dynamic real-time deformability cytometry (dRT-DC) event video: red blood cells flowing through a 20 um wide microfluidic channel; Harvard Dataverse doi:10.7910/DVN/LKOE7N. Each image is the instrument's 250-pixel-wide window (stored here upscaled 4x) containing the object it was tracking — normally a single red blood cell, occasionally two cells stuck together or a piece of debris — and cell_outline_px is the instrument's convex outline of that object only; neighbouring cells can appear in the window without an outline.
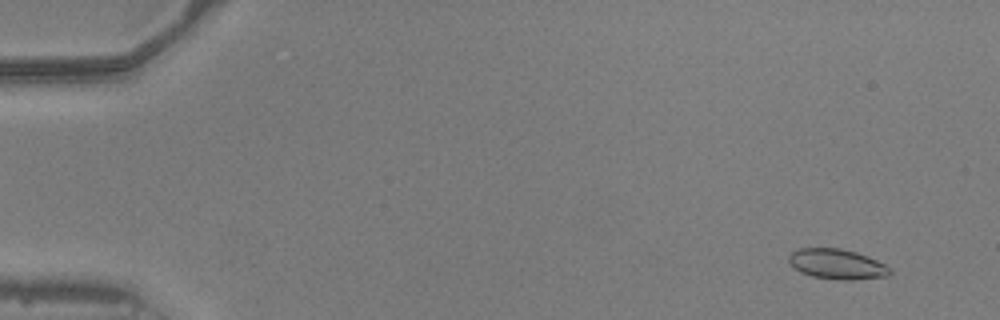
{"species": "common noctule bat (a hibernating species)", "species_latin": "Nyctalus noctula", "temperature_condition": "warm", "stored_images_in_passage": 53, "camera_frame_rate_fps": 3000, "um_per_image_px": 0.085, "animal": {"sex": "male", "body_mass_g": 20.5, "forearm_length_mm": 52.5}, "frame": {"image": 1, "passage_image": 4, "time_ms": 1.0, "image_size_px": [1000, 320], "cell_outline_px": [[892, 272], [888, 276], [852, 280], [844, 280], [812, 276], [800, 272], [788, 260], [788, 256], [792, 252], [800, 248], [840, 248], [856, 252], [876, 260], [884, 264]], "centroid_in_image_um": [71.14, 22.45], "position_along_channel_um": 13.9, "area_um2": 17.51}}
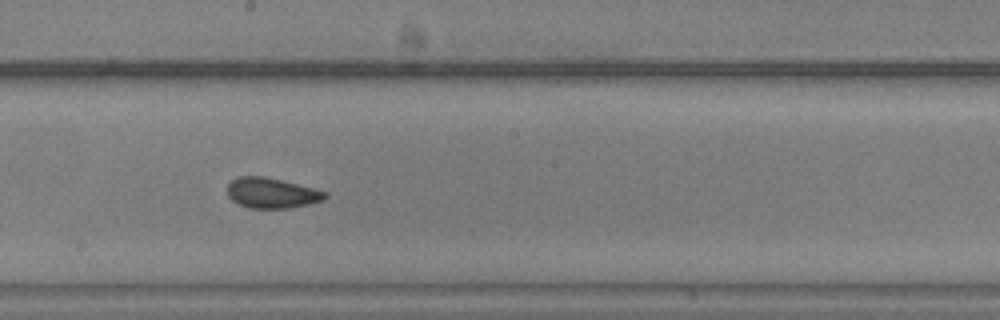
{"frame": {"image": 2, "passage_image": 30, "time_ms": 9.667, "image_size_px": [1000, 320], "cell_outline_px": [[328, 196], [324, 200], [308, 204], [288, 208], [248, 208], [232, 200], [228, 196], [228, 184], [236, 176], [264, 176], [328, 192]], "centroid_in_image_um": [23.09, 16.4], "position_along_channel_um": 225.1, "area_um2": 17.17}}
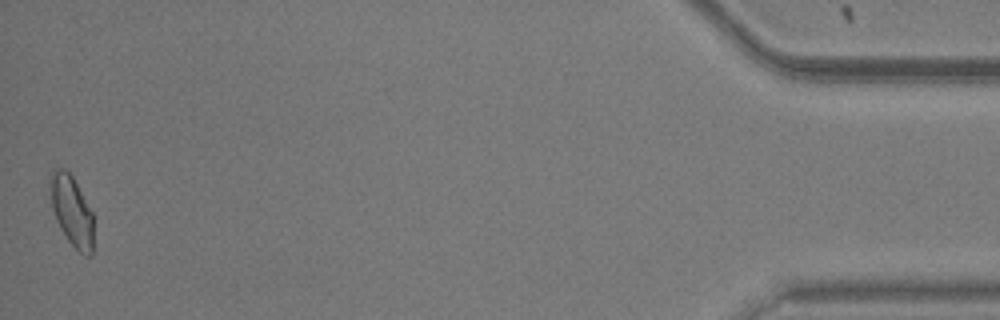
{"frame": {"image": 3, "passage_image": 52, "time_ms": 17.0, "image_size_px": [1000, 320], "cell_outline_px": [[92, 256], [84, 256], [68, 240], [60, 228], [56, 220], [52, 208], [48, 184], [48, 180], [52, 168], [64, 168], [72, 176], [92, 212]], "centroid_in_image_um": [6.05, 17.88], "position_along_channel_um": 429.2, "area_um2": 17.74}, "authors_computed_cell_mechanics": {"area_um2": 17.34, "velocity_mm_per_s": 3.9569, "shape_relaxation_time_tau1_ms": 3.3938, "shape_relaxation_time_tau2_ms": null, "deformation_change_tau1": 0.076, "deformation_change_tau2": null}}